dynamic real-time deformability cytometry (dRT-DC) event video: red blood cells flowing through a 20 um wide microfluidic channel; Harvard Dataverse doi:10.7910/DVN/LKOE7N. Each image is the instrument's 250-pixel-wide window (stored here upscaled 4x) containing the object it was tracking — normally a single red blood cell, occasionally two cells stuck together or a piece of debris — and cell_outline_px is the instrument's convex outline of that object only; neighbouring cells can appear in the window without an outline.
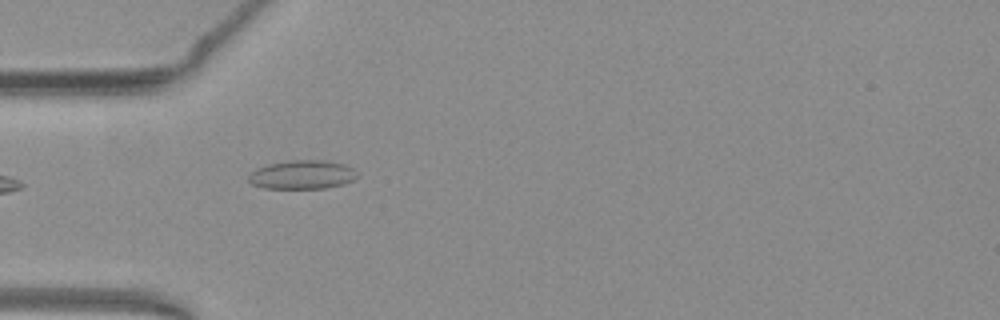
{"species": "common noctule bat (a hibernating species)", "species_latin": "Nyctalus noctula", "temperature_condition": "warm", "stored_images_in_passage": 16, "camera_frame_rate_fps": 3000, "um_per_image_px": 0.085, "animal": {"sex": "female", "body_mass_g": 19.3, "forearm_length_mm": 54.1}, "frame": {"image": 1, "passage_image": 1, "time_ms": 0.0, "image_size_px": [1000, 320], "cell_outline_px": [[356, 176], [352, 180], [344, 184], [324, 188], [264, 188], [252, 184], [248, 180], [248, 176], [256, 168], [268, 164], [292, 160], [324, 160], [344, 164], [352, 168]], "centroid_in_image_um": [25.65, 14.84], "position_along_channel_um": 59.3, "area_um2": 18.03}}
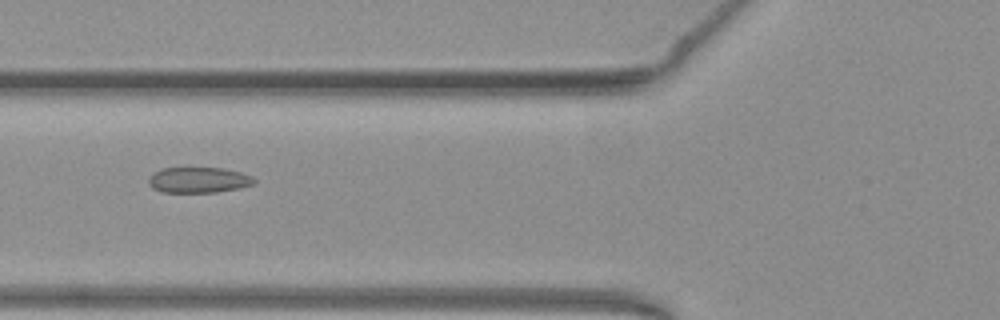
{"frame": {"image": 2, "passage_image": 5, "time_ms": 1.333, "image_size_px": [1000, 320], "cell_outline_px": [[256, 184], [240, 188], [216, 192], [160, 192], [152, 188], [148, 184], [148, 180], [160, 168], [220, 168], [240, 172], [252, 176], [256, 180]], "centroid_in_image_um": [16.9, 15.31], "position_along_channel_um": 108.9, "area_um2": 15.78}}